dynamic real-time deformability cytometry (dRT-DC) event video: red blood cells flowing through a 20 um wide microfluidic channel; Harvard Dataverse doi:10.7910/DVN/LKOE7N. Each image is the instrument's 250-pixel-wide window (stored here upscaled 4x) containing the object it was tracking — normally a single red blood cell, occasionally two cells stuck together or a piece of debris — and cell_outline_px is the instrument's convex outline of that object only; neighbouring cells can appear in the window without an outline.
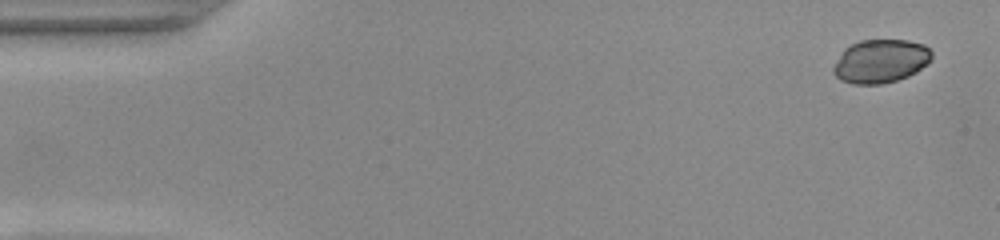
{"species": "common noctule bat (a hibernating species)", "species_latin": "Nyctalus noctula", "temperature_condition": "warm", "stored_images_in_passage": 51, "camera_frame_rate_fps": 3000, "um_per_image_px": 0.085, "animal": {"sex": "female", "body_mass_g": 22.0, "forearm_length_mm": 56.7}, "frame": {"image": 1, "passage_image": 1, "time_ms": 0.0, "image_size_px": [1000, 240], "cell_outline_px": [[932, 60], [916, 72], [908, 76], [896, 80], [880, 84], [852, 84], [840, 80], [832, 72], [832, 68], [844, 48], [860, 40], [908, 40], [924, 44], [932, 52]], "centroid_in_image_um": [74.85, 5.2], "position_along_channel_um": 10.2, "area_um2": 25.03}}
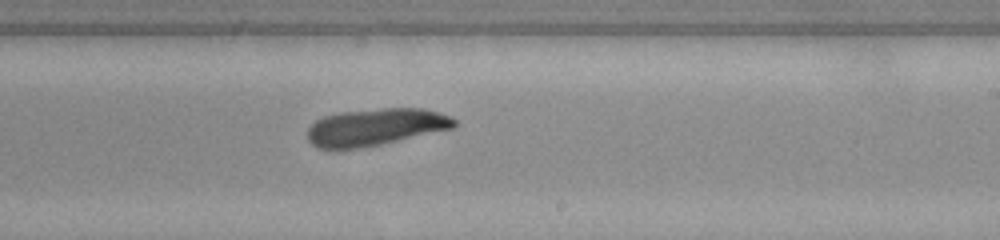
{"frame": {"image": 2, "passage_image": 30, "time_ms": 9.667, "image_size_px": [1000, 240], "cell_outline_px": [[456, 124], [452, 128], [380, 144], [356, 148], [316, 148], [308, 140], [308, 128], [316, 120], [324, 116], [340, 112], [384, 108], [424, 108], [448, 116], [456, 120]], "centroid_in_image_um": [31.88, 10.79], "position_along_channel_um": 257.1, "area_um2": 31.21}}
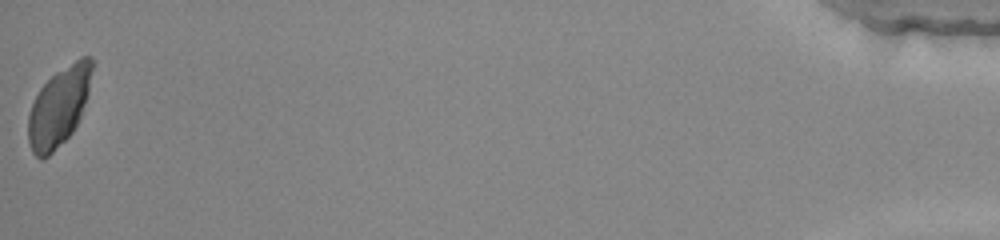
{"frame": {"image": 3, "passage_image": 51, "time_ms": 16.667, "image_size_px": [1000, 240], "cell_outline_px": [[96, 64], [88, 92], [80, 116], [72, 132], [48, 156], [40, 160], [32, 152], [28, 140], [28, 116], [32, 104], [40, 88], [56, 72], [80, 56], [92, 56]], "centroid_in_image_um": [5.04, 9.01], "position_along_channel_um": 430.2, "area_um2": 29.36}}